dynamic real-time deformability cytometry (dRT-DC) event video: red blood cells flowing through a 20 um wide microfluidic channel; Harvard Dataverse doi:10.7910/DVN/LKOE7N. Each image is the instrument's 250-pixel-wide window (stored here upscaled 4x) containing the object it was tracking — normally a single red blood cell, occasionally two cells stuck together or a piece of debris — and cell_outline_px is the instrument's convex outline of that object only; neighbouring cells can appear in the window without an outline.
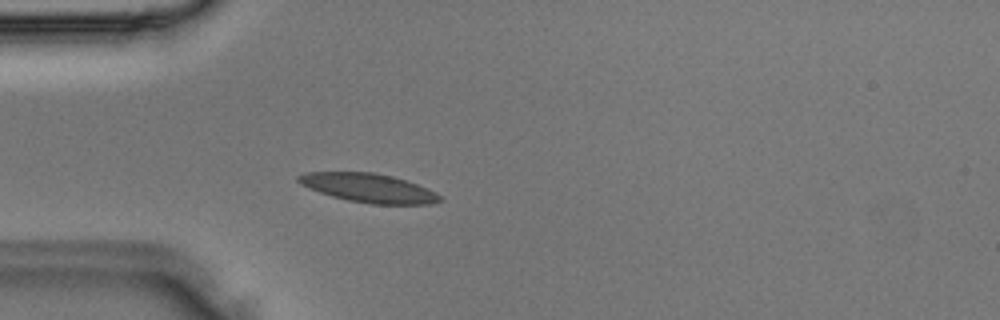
{"species": "Egyptian fruit bat (a non-hibernating species)", "species_latin": "Rousettus aegyptiacus", "temperature_condition": "room temperature", "stored_images_in_passage": 27, "camera_frame_rate_fps": 3000, "um_per_image_px": 0.085, "animal": {"sex": "male"}, "frame": {"image": 1, "passage_image": 6, "time_ms": 1.667, "image_size_px": [1000, 320], "cell_outline_px": [[440, 200], [432, 204], [372, 204], [348, 200], [332, 196], [308, 188], [300, 184], [296, 180], [296, 176], [304, 172], [372, 172], [392, 176], [416, 184], [436, 192], [440, 196]], "centroid_in_image_um": [31.28, 15.97], "position_along_channel_um": 53.7, "area_um2": 23.64}}
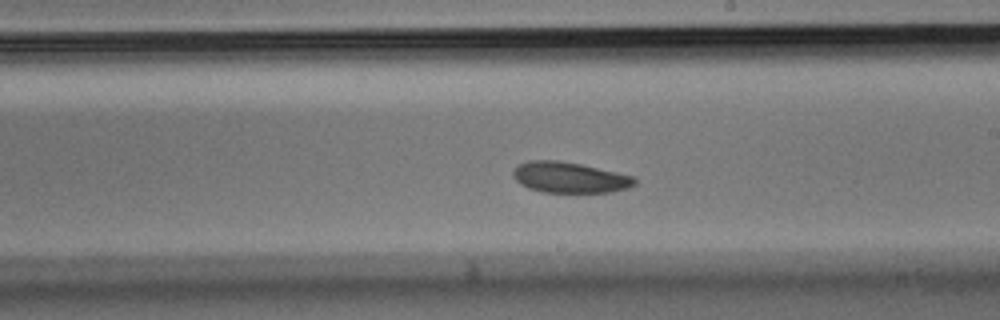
{"frame": {"image": 2, "passage_image": 17, "time_ms": 5.333, "image_size_px": [1000, 320], "cell_outline_px": [[636, 184], [628, 188], [612, 192], [544, 192], [528, 188], [520, 184], [512, 176], [512, 172], [516, 164], [528, 160], [556, 160], [580, 164], [632, 176], [636, 180]], "centroid_in_image_um": [48.36, 15.08], "position_along_channel_um": 240.6, "area_um2": 21.79}}
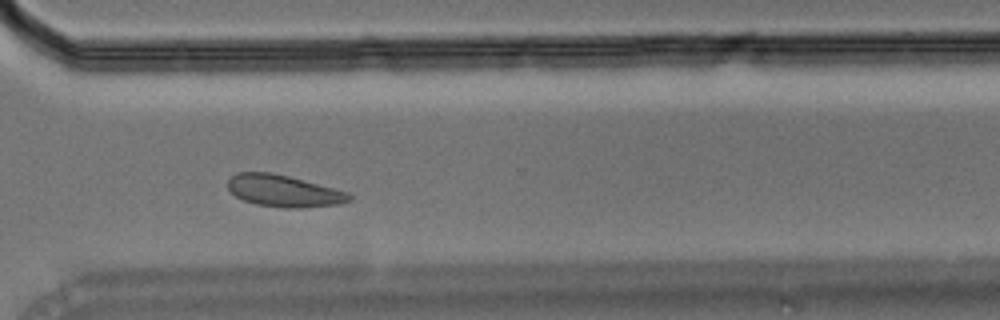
{"frame": {"image": 3, "passage_image": 23, "time_ms": 7.333, "image_size_px": [1000, 320], "cell_outline_px": [[352, 200], [340, 204], [300, 208], [284, 208], [256, 204], [244, 200], [236, 196], [228, 188], [228, 180], [236, 172], [272, 172], [288, 176], [348, 192], [352, 196]], "centroid_in_image_um": [24.12, 16.23], "position_along_channel_um": 346.5, "area_um2": 22.43}}